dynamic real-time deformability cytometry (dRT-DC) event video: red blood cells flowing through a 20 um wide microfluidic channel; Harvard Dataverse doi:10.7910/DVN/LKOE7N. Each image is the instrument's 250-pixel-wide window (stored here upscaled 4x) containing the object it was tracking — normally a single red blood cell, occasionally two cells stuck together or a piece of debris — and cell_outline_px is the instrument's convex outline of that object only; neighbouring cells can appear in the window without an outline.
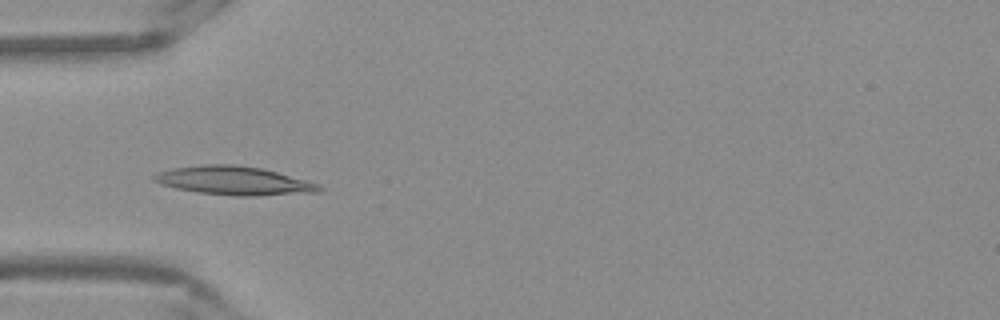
{"species": "Egyptian fruit bat (a non-hibernating species)", "species_latin": "Rousettus aegyptiacus", "temperature_condition": "warm", "stored_images_in_passage": 52, "camera_frame_rate_fps": 3000, "um_per_image_px": 0.085, "frame": {"image": 1, "passage_image": 16, "time_ms": 5.0, "image_size_px": [1000, 320], "cell_outline_px": [[324, 188], [320, 192], [252, 196], [232, 196], [196, 192], [176, 188], [160, 184], [152, 180], [152, 176], [160, 172], [172, 168], [204, 164], [232, 164], [260, 168], [276, 172], [320, 184]], "centroid_in_image_um": [19.88, 15.36], "position_along_channel_um": 65.1, "area_um2": 27.51}}
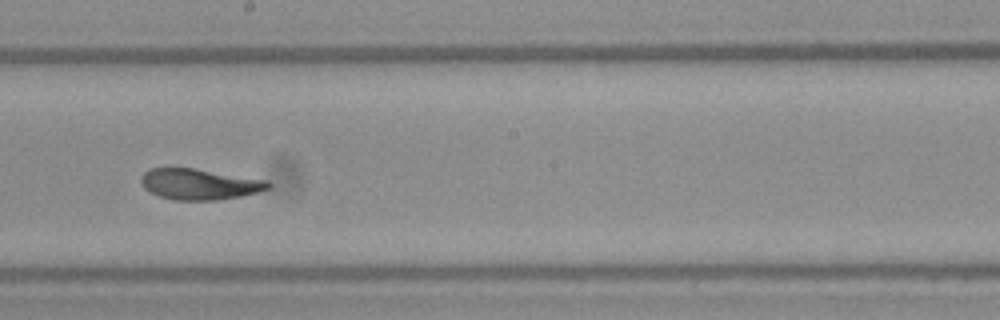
{"frame": {"image": 2, "passage_image": 29, "time_ms": 9.333, "image_size_px": [1000, 320], "cell_outline_px": [[272, 188], [240, 196], [216, 200], [172, 200], [160, 196], [144, 188], [140, 180], [140, 176], [148, 168], [192, 168], [268, 180], [272, 184]], "centroid_in_image_um": [16.95, 15.65], "position_along_channel_um": 231.2, "area_um2": 22.83}}
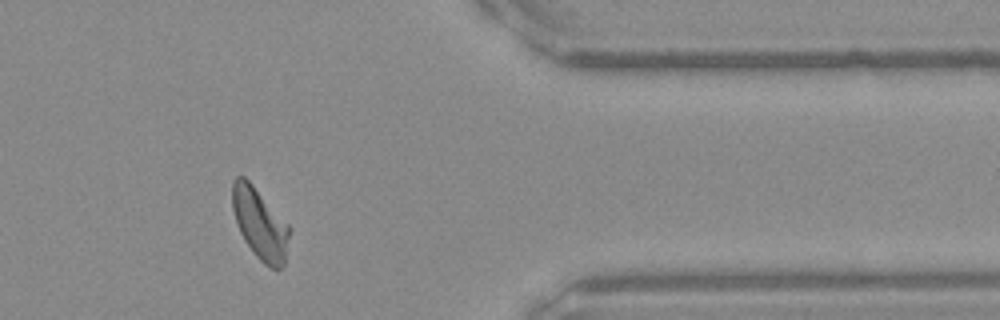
{"frame": {"image": 3, "passage_image": 43, "time_ms": 14.0, "image_size_px": [1000, 320], "cell_outline_px": [[292, 228], [284, 264], [280, 268], [272, 268], [264, 264], [252, 252], [244, 240], [240, 232], [232, 208], [232, 180], [236, 176], [244, 176], [252, 184]], "centroid_in_image_um": [22.1, 19.02], "position_along_channel_um": 389.3, "area_um2": 23.64}, "authors_computed_cell_mechanics": {"area_um2": 23.9292, "velocity_mm_per_s": 3.8415, "shape_relaxation_time_tau1_ms": 6.4834, "shape_relaxation_time_tau2_ms": 1.508, "deformation_change_tau1": 0.2021, "deformation_change_tau2": 0.0783}}